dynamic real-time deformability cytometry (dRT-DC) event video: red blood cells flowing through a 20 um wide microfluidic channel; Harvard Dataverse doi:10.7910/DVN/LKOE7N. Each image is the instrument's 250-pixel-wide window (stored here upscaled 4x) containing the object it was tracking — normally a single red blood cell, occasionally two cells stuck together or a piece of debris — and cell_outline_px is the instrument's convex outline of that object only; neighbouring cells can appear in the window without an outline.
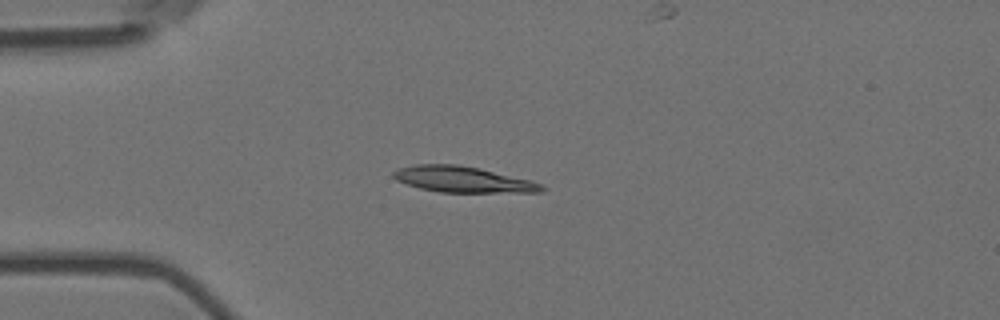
{"species": "Egyptian fruit bat (a non-hibernating species)", "species_latin": "Rousettus aegyptiacus", "temperature_condition": "room temperature", "stored_images_in_passage": 9, "camera_frame_rate_fps": 3000, "um_per_image_px": 0.085, "animal": {"sex": "female"}, "frame": {"image": 1, "passage_image": 4, "time_ms": 1.0, "image_size_px": [1000, 320], "cell_outline_px": [[548, 188], [544, 192], [440, 192], [420, 188], [396, 180], [392, 176], [392, 172], [396, 168], [416, 164], [460, 164], [480, 168], [532, 180], [544, 184]], "centroid_in_image_um": [39.39, 15.24], "position_along_channel_um": 45.6, "area_um2": 22.72}}
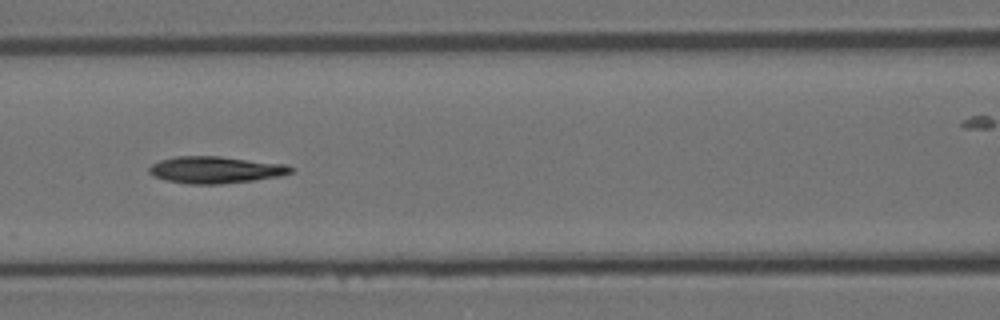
{"frame": {"image": 2, "passage_image": 7, "time_ms": 2.0, "image_size_px": [1000, 320], "cell_outline_px": [[292, 172], [280, 176], [252, 180], [220, 184], [188, 184], [164, 180], [148, 172], [148, 168], [152, 164], [160, 160], [176, 156], [220, 156], [288, 164], [292, 168]], "centroid_in_image_um": [18.31, 14.43], "position_along_channel_um": 148.3, "area_um2": 22.2}}
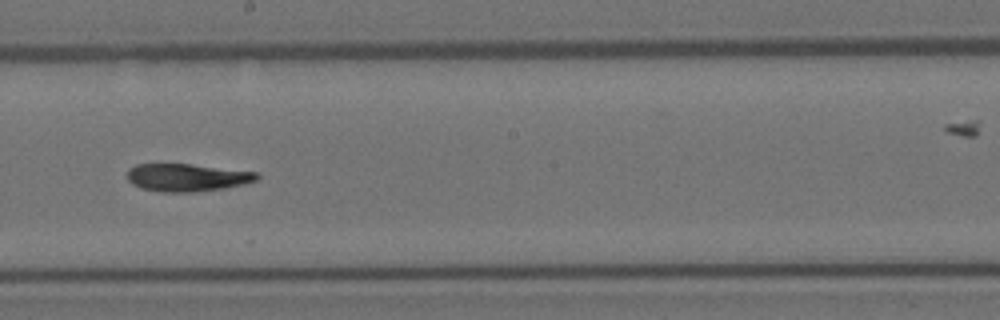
{"frame": {"image": 3, "passage_image": 9, "time_ms": 2.667, "image_size_px": [1000, 320], "cell_outline_px": [[260, 176], [256, 180], [244, 184], [224, 188], [196, 192], [164, 192], [140, 188], [132, 184], [128, 180], [128, 168], [136, 164], [192, 164], [260, 172]], "centroid_in_image_um": [15.92, 15.08], "position_along_channel_um": 232.3, "area_um2": 21.1}}